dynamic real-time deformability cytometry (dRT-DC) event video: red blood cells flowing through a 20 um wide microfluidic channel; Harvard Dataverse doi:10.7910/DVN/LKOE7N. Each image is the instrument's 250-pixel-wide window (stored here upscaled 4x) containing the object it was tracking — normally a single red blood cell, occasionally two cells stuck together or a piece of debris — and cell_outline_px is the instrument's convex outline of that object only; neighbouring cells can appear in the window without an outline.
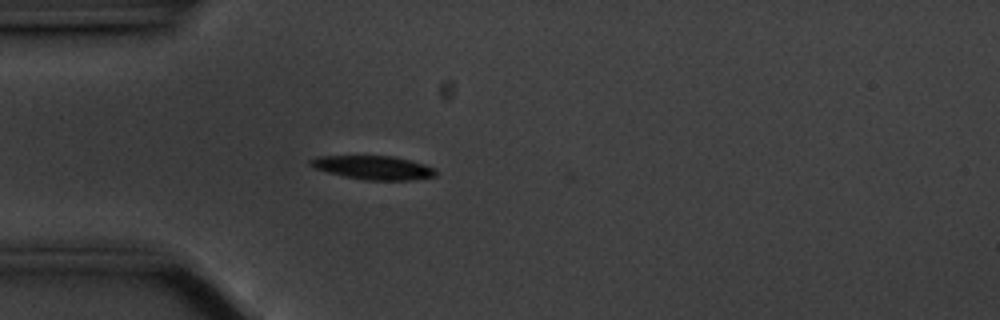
{"species": "common noctule bat (a hibernating species)", "species_latin": "Nyctalus noctula", "temperature_condition": "cold", "stored_images_in_passage": 2, "camera_frame_rate_fps": 3000, "um_per_image_px": 0.085, "animal": {"sex": "male", "body_mass_g": 20.1, "forearm_length_mm": 53.5}, "frame": {"image": 1, "passage_image": 1, "time_ms": 0.0, "image_size_px": [1000, 320], "cell_outline_px": [[436, 176], [408, 180], [368, 180], [344, 176], [328, 172], [316, 168], [308, 164], [308, 160], [316, 156], [392, 156], [424, 164], [436, 168]], "centroid_in_image_um": [31.72, 14.24], "position_along_channel_um": 53.3, "area_um2": 17.17}}